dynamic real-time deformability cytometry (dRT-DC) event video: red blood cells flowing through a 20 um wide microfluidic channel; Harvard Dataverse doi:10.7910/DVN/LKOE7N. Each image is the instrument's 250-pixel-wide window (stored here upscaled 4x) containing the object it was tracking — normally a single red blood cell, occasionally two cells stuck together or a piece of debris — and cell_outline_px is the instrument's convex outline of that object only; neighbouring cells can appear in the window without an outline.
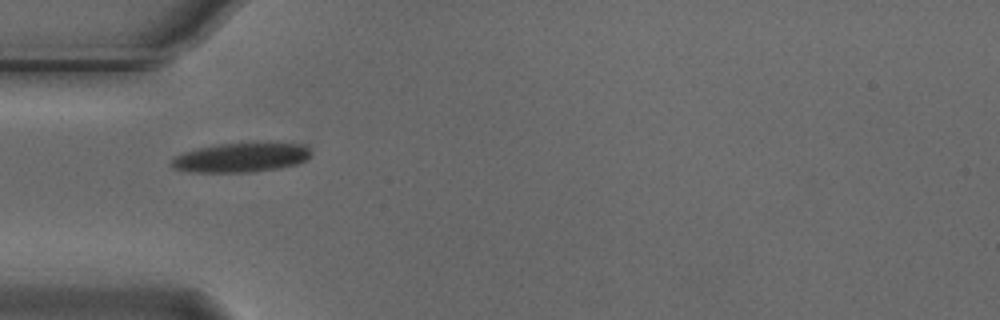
{"species": "Egyptian fruit bat (a non-hibernating species)", "species_latin": "Rousettus aegyptiacus", "temperature_condition": "cold", "stored_images_in_passage": 24, "camera_frame_rate_fps": 3000, "um_per_image_px": 0.085, "animal": {"sex": "male"}, "frame": {"image": 1, "passage_image": 1, "time_ms": 0.0, "image_size_px": [1000, 320], "cell_outline_px": [[308, 156], [304, 160], [296, 164], [276, 168], [252, 172], [188, 172], [172, 168], [168, 164], [172, 156], [184, 152], [200, 148], [220, 144], [268, 140], [304, 144], [308, 148]], "centroid_in_image_um": [20.45, 13.35], "position_along_channel_um": 64.6, "area_um2": 24.57}}
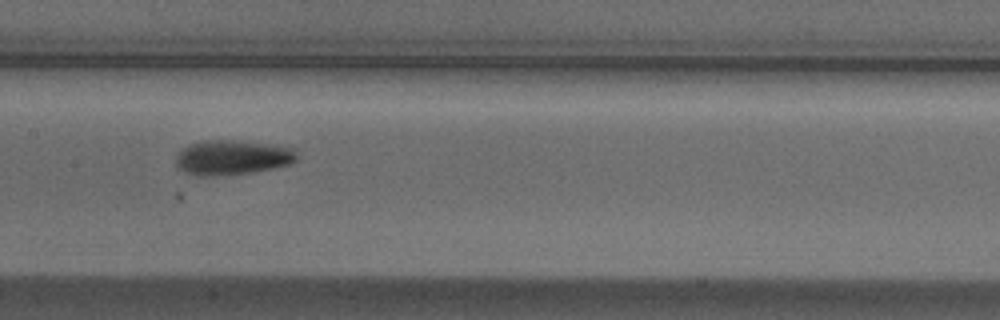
{"frame": {"image": 2, "passage_image": 11, "time_ms": 3.333, "image_size_px": [1000, 320], "cell_outline_px": [[296, 160], [288, 164], [272, 168], [252, 172], [212, 176], [196, 176], [184, 172], [176, 168], [176, 156], [184, 148], [192, 144], [204, 140], [232, 140], [296, 148]], "centroid_in_image_um": [19.7, 13.4], "position_along_channel_um": 187.7, "area_um2": 24.22}}
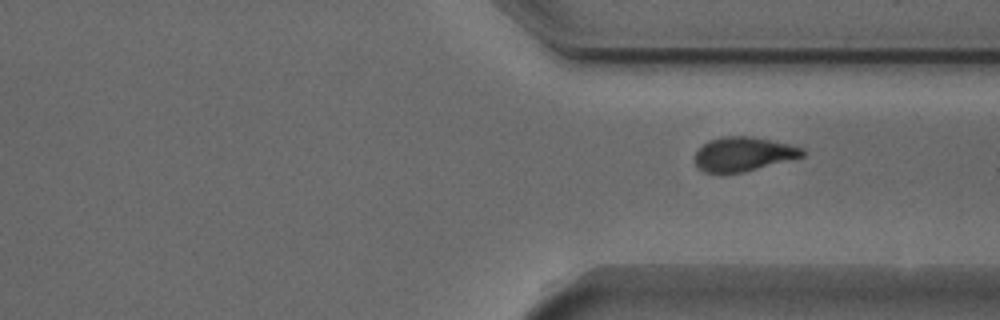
{"frame": {"image": 3, "passage_image": 24, "time_ms": 7.667, "image_size_px": [1000, 320], "cell_outline_px": [[804, 156], [744, 172], [704, 172], [696, 164], [696, 152], [708, 140], [724, 136], [752, 136], [788, 144], [804, 148]], "centroid_in_image_um": [63.2, 13.08], "position_along_channel_um": 348.2, "area_um2": 21.1}}